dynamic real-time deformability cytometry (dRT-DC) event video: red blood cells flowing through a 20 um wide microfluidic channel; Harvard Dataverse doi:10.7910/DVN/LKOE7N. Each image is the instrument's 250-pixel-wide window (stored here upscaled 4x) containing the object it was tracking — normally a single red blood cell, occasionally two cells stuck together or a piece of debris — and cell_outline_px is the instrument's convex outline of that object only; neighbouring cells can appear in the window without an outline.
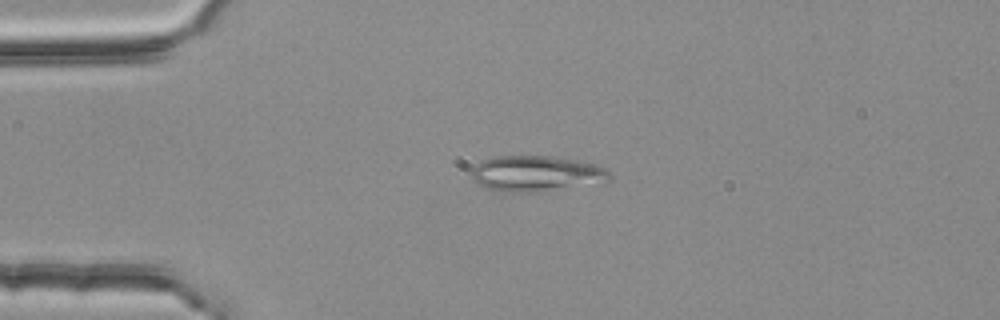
{"species": "common noctule bat (a hibernating species)", "species_latin": "Nyctalus noctula", "temperature_condition": "room temperature", "stored_images_in_passage": 2, "camera_frame_rate_fps": 3000, "um_per_image_px": 0.085, "animal": {"sex": "female", "body_mass_g": 25.1}, "frame": {"image": 1, "passage_image": 2, "time_ms": 0.333, "image_size_px": [1000, 320], "cell_outline_px": [[612, 176], [604, 184], [544, 192], [508, 192], [484, 188], [472, 176], [472, 168], [476, 164], [484, 160], [496, 156], [548, 156], [580, 160], [596, 164], [604, 168]], "centroid_in_image_um": [45.68, 14.78], "position_along_channel_um": 39.3, "area_um2": 29.3}}